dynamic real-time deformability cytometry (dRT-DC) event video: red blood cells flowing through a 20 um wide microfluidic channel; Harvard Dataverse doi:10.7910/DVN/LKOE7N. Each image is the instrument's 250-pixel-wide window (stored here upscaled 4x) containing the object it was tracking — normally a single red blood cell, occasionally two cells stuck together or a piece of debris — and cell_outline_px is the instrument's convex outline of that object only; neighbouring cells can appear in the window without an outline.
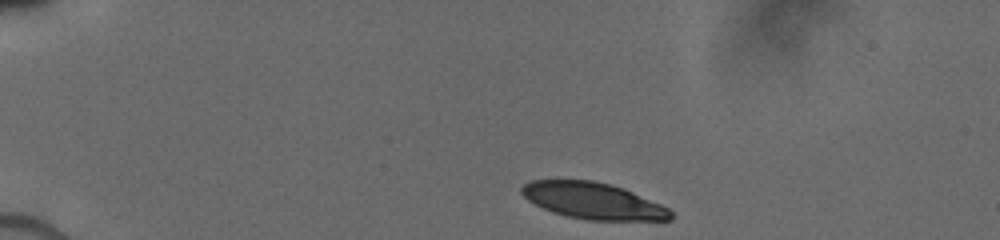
{"species": "human", "species_latin": "Homo sapiens", "temperature_condition": "cold", "stored_images_in_passage": 15, "camera_frame_rate_fps": 3000, "um_per_image_px": 0.085, "donor": {"sex": "male"}, "frame": {"image": 1, "passage_image": 1, "time_ms": 0.0, "image_size_px": [1000, 240], "cell_outline_px": [[676, 216], [672, 220], [588, 220], [568, 216], [552, 212], [528, 200], [520, 192], [520, 188], [524, 184], [532, 180], [592, 180], [612, 184], [624, 188], [660, 204], [668, 208]], "centroid_in_image_um": [50.44, 17.07], "position_along_channel_um": 34.6, "area_um2": 31.62}}
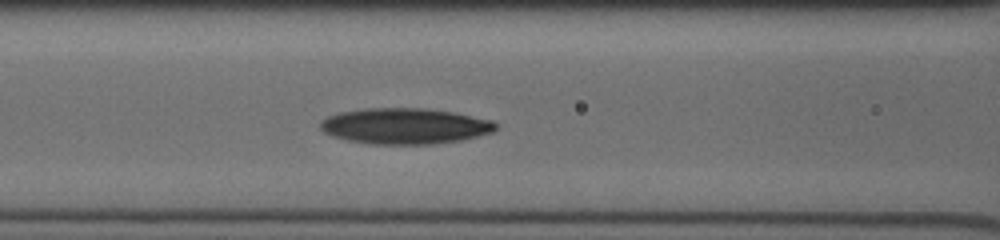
{"frame": {"image": 2, "passage_image": 13, "time_ms": 4.333, "image_size_px": [1000, 240], "cell_outline_px": [[500, 124], [492, 132], [464, 140], [436, 144], [368, 144], [348, 140], [332, 136], [324, 132], [320, 128], [320, 120], [328, 116], [340, 112], [364, 108], [424, 108], [452, 112], [492, 120]], "centroid_in_image_um": [34.42, 10.72], "position_along_channel_um": 132.2, "area_um2": 36.93}}
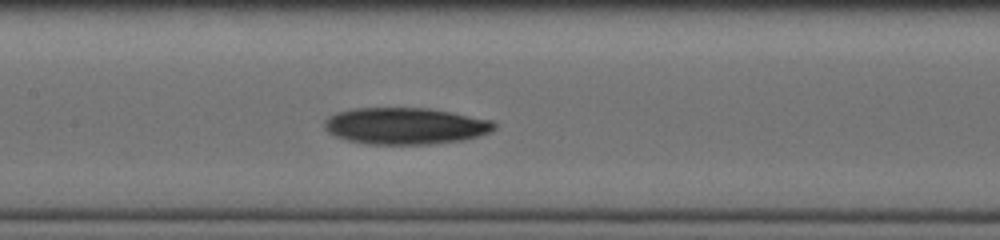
{"frame": {"image": 3, "passage_image": 15, "time_ms": 5.333, "image_size_px": [1000, 240], "cell_outline_px": [[496, 128], [492, 132], [480, 136], [464, 140], [428, 144], [368, 144], [348, 140], [336, 136], [328, 132], [324, 128], [324, 120], [328, 116], [336, 112], [352, 108], [428, 108], [492, 120], [496, 124]], "centroid_in_image_um": [34.45, 10.7], "position_along_channel_um": 172.9, "area_um2": 36.41}}